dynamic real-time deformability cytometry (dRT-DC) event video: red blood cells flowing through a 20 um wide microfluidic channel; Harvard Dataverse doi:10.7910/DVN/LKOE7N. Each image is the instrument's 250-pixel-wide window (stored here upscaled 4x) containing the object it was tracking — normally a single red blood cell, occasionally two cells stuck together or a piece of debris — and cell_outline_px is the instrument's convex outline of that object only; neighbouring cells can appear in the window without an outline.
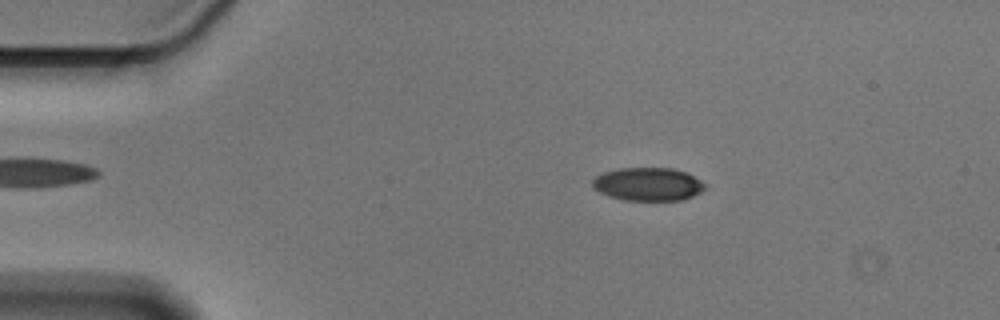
{"species": "Egyptian fruit bat (a non-hibernating species)", "species_latin": "Rousettus aegyptiacus", "temperature_condition": "cold", "stored_images_in_passage": 56, "camera_frame_rate_fps": 3000, "um_per_image_px": 0.085, "animal": {"sex": "male"}, "frame": {"image": 1, "passage_image": 10, "time_ms": 3.0, "image_size_px": [1000, 320], "cell_outline_px": [[704, 188], [700, 192], [692, 196], [680, 200], [624, 200], [608, 196], [592, 188], [592, 180], [596, 176], [604, 172], [620, 168], [672, 168], [684, 172], [700, 180], [704, 184]], "centroid_in_image_um": [55.03, 15.65], "position_along_channel_um": 30.0, "area_um2": 21.56}}
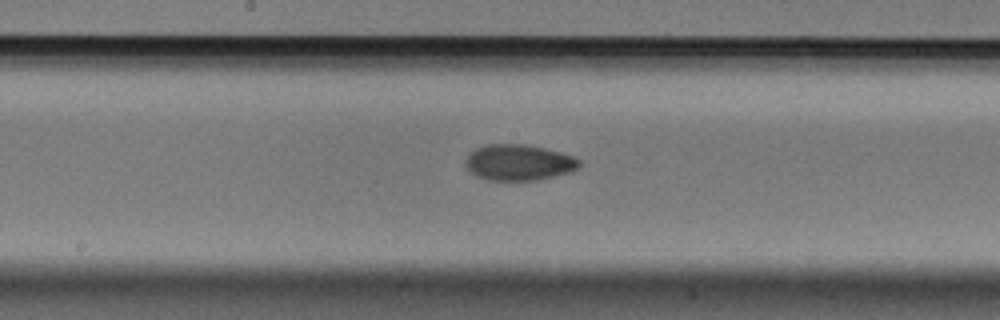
{"frame": {"image": 2, "passage_image": 29, "time_ms": 9.333, "image_size_px": [1000, 320], "cell_outline_px": [[580, 164], [572, 172], [536, 180], [488, 180], [476, 176], [464, 164], [464, 160], [476, 148], [488, 144], [524, 144], [544, 148], [560, 152], [572, 156], [580, 160]], "centroid_in_image_um": [44.09, 13.81], "position_along_channel_um": 204.1, "area_um2": 23.7}}
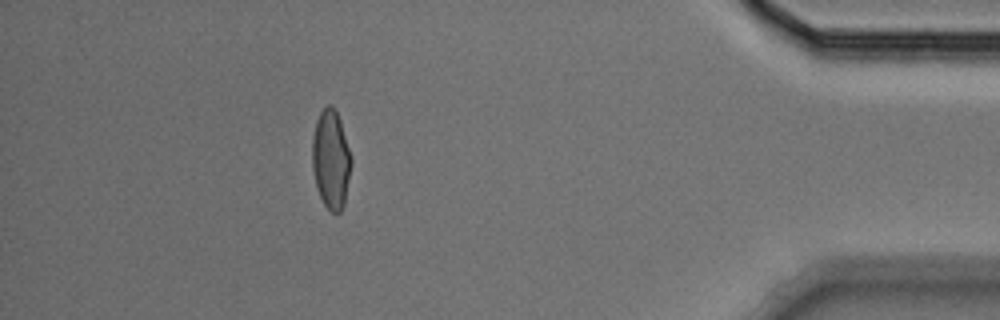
{"frame": {"image": 3, "passage_image": 50, "time_ms": 16.333, "image_size_px": [1000, 320], "cell_outline_px": [[352, 164], [344, 204], [340, 212], [332, 212], [324, 204], [320, 196], [316, 184], [312, 168], [312, 136], [316, 120], [320, 112], [328, 104], [332, 104], [340, 120], [352, 156]], "centroid_in_image_um": [28.13, 13.52], "position_along_channel_um": 407.1, "area_um2": 22.54}, "authors_computed_cell_mechanics": {"area_um2": 22.542, "velocity_mm_per_s": 3.5811, "shape_relaxation_time_tau1_ms": 5.5673, "shape_relaxation_time_tau2_ms": 2.4007, "deformation_change_tau1": 0.1232, "deformation_change_tau2": 0.0522}}